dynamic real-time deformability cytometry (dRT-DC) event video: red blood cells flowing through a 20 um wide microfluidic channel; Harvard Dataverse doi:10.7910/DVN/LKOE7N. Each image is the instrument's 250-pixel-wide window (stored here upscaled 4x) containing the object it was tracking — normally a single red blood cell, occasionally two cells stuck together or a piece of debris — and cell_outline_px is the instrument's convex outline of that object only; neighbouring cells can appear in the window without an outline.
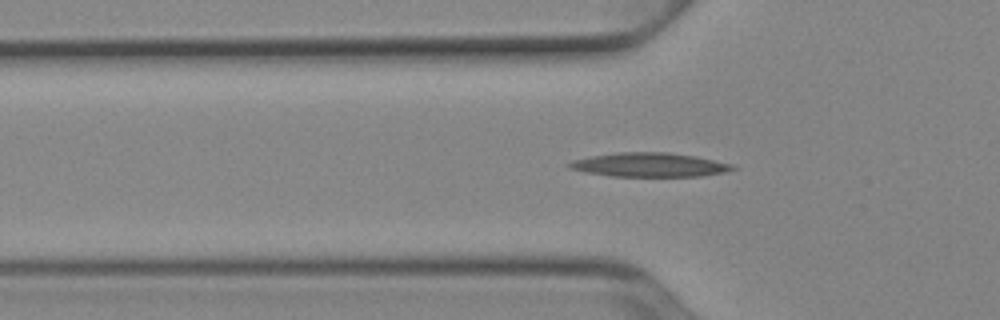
{"species": "Egyptian fruit bat (a non-hibernating species)", "species_latin": "Rousettus aegyptiacus", "temperature_condition": "cold", "stored_images_in_passage": 35, "camera_frame_rate_fps": 3000, "um_per_image_px": 0.085, "animal": {"sex": "female"}, "frame": {"image": 1, "passage_image": 2, "time_ms": 0.333, "image_size_px": [1000, 320], "cell_outline_px": [[736, 168], [724, 172], [704, 176], [612, 176], [584, 172], [568, 168], [564, 164], [572, 160], [592, 156], [620, 152], [668, 152], [696, 156], [732, 164]], "centroid_in_image_um": [55.16, 14.01], "position_along_channel_um": 70.6, "area_um2": 22.89}}
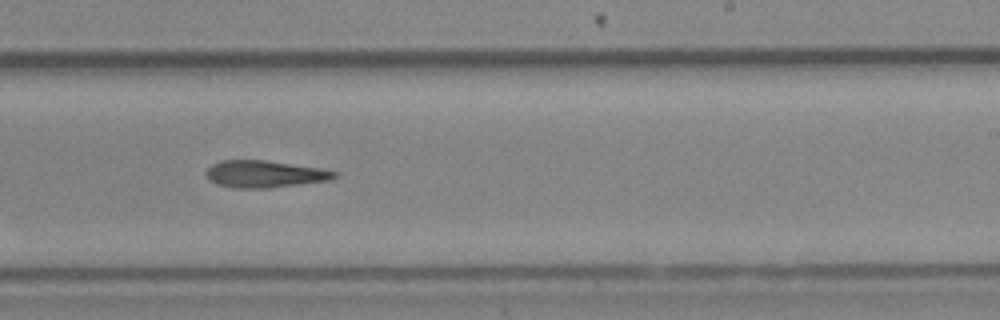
{"frame": {"image": 2, "passage_image": 17, "time_ms": 5.333, "image_size_px": [1000, 320], "cell_outline_px": [[340, 176], [332, 180], [268, 188], [232, 188], [216, 184], [208, 180], [204, 172], [212, 164], [220, 160], [264, 160], [320, 168], [340, 172]], "centroid_in_image_um": [22.5, 14.8], "position_along_channel_um": 266.5, "area_um2": 20.52}}
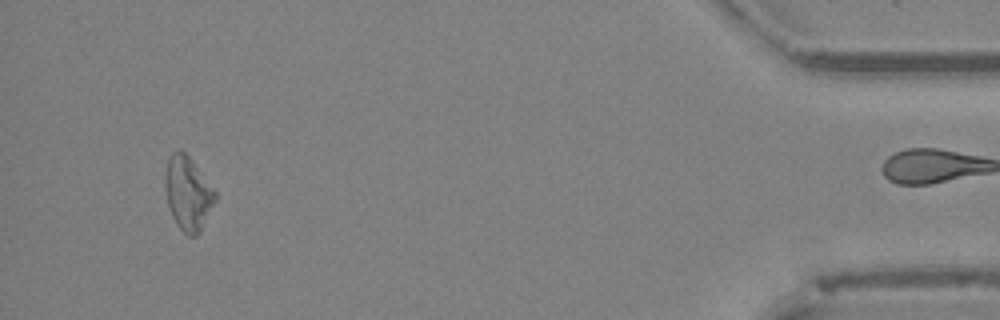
{"frame": {"image": 3, "passage_image": 34, "time_ms": 11.0, "image_size_px": [1000, 320], "cell_outline_px": [[216, 200], [200, 232], [196, 236], [188, 236], [176, 224], [172, 216], [168, 204], [164, 184], [164, 176], [168, 160], [172, 152], [180, 148], [192, 160], [216, 192]], "centroid_in_image_um": [15.96, 16.43], "position_along_channel_um": 419.2, "area_um2": 21.44}}